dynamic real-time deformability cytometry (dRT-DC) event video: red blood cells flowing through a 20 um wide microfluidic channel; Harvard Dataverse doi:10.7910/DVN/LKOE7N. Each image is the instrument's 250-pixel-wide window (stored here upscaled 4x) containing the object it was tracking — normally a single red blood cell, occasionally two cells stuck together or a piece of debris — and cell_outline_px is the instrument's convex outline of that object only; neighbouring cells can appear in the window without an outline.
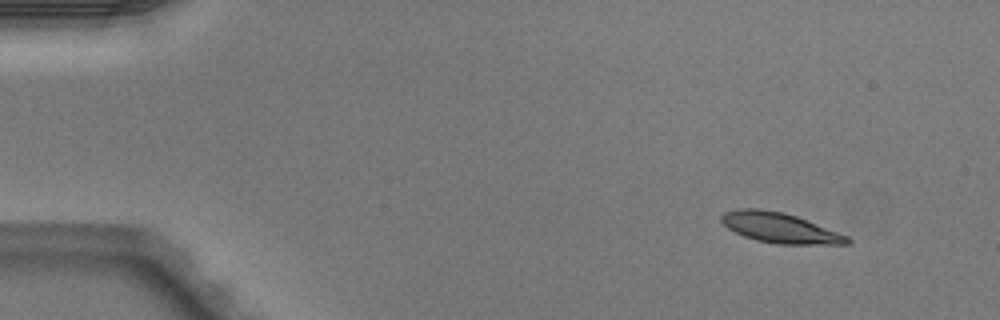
{"species": "Egyptian fruit bat (a non-hibernating species)", "species_latin": "Rousettus aegyptiacus", "temperature_condition": "warm", "stored_images_in_passage": 4, "camera_frame_rate_fps": 3000, "um_per_image_px": 0.085, "animal": {"sex": "male"}, "frame": {"image": 1, "passage_image": 1, "time_ms": 0.0, "image_size_px": [1000, 320], "cell_outline_px": [[852, 240], [848, 244], [776, 244], [756, 240], [744, 236], [728, 228], [720, 220], [720, 216], [724, 212], [740, 208], [760, 208], [784, 212], [796, 216], [848, 236]], "centroid_in_image_um": [66.26, 19.36], "position_along_channel_um": 18.7, "area_um2": 22.02}}
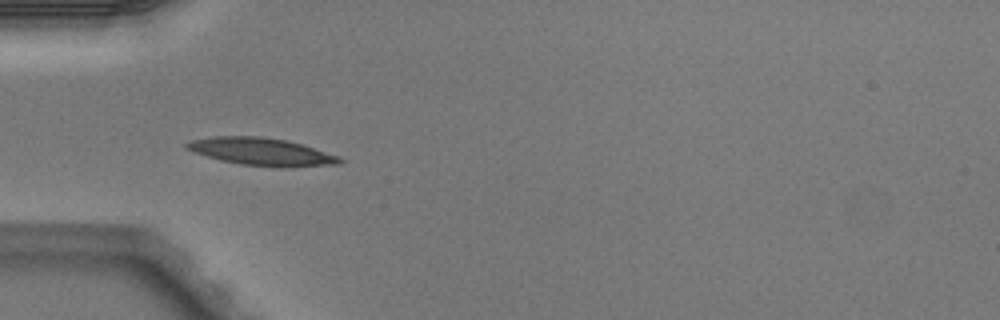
{"frame": {"image": 2, "passage_image": 4, "time_ms": 1.0, "image_size_px": [1000, 320], "cell_outline_px": [[344, 160], [340, 164], [284, 168], [280, 168], [240, 164], [220, 160], [192, 152], [184, 148], [184, 144], [192, 140], [216, 136], [260, 136], [288, 140], [340, 156]], "centroid_in_image_um": [22.24, 12.9], "position_along_channel_um": 62.8, "area_um2": 24.85}}